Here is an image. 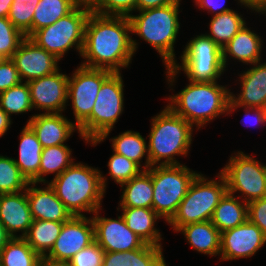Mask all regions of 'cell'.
I'll list each match as a JSON object with an SVG mask.
<instances>
[{"label":"cell","instance_id":"obj_1","mask_svg":"<svg viewBox=\"0 0 266 266\" xmlns=\"http://www.w3.org/2000/svg\"><path fill=\"white\" fill-rule=\"evenodd\" d=\"M127 16L100 15L91 11L85 25L80 64L89 68L120 72L132 63L138 49Z\"/></svg>","mask_w":266,"mask_h":266},{"label":"cell","instance_id":"obj_2","mask_svg":"<svg viewBox=\"0 0 266 266\" xmlns=\"http://www.w3.org/2000/svg\"><path fill=\"white\" fill-rule=\"evenodd\" d=\"M106 181L98 168L74 162L48 184L72 216H84L85 212L94 214L101 209Z\"/></svg>","mask_w":266,"mask_h":266},{"label":"cell","instance_id":"obj_3","mask_svg":"<svg viewBox=\"0 0 266 266\" xmlns=\"http://www.w3.org/2000/svg\"><path fill=\"white\" fill-rule=\"evenodd\" d=\"M231 90L217 82L189 83L175 95H169L167 106L198 131L205 124L227 115Z\"/></svg>","mask_w":266,"mask_h":266},{"label":"cell","instance_id":"obj_4","mask_svg":"<svg viewBox=\"0 0 266 266\" xmlns=\"http://www.w3.org/2000/svg\"><path fill=\"white\" fill-rule=\"evenodd\" d=\"M151 120L147 143L150 167L181 165L175 156L188 155L193 141V126L167 105Z\"/></svg>","mask_w":266,"mask_h":266},{"label":"cell","instance_id":"obj_5","mask_svg":"<svg viewBox=\"0 0 266 266\" xmlns=\"http://www.w3.org/2000/svg\"><path fill=\"white\" fill-rule=\"evenodd\" d=\"M181 0L163 7L137 10L139 14L129 16L131 34L157 50L165 67L177 62L174 45L179 34V7Z\"/></svg>","mask_w":266,"mask_h":266},{"label":"cell","instance_id":"obj_6","mask_svg":"<svg viewBox=\"0 0 266 266\" xmlns=\"http://www.w3.org/2000/svg\"><path fill=\"white\" fill-rule=\"evenodd\" d=\"M121 72H113L101 85L91 115L78 127L81 139L91 146L108 138L124 111V82Z\"/></svg>","mask_w":266,"mask_h":266},{"label":"cell","instance_id":"obj_7","mask_svg":"<svg viewBox=\"0 0 266 266\" xmlns=\"http://www.w3.org/2000/svg\"><path fill=\"white\" fill-rule=\"evenodd\" d=\"M180 57V64L165 67L169 86L175 85L180 71L194 82H217L226 71L222 49L204 33L190 39Z\"/></svg>","mask_w":266,"mask_h":266},{"label":"cell","instance_id":"obj_8","mask_svg":"<svg viewBox=\"0 0 266 266\" xmlns=\"http://www.w3.org/2000/svg\"><path fill=\"white\" fill-rule=\"evenodd\" d=\"M208 179L199 172L192 181L176 214L168 222L175 232L187 224L211 220L216 206L227 192V184L220 172L217 174L218 180Z\"/></svg>","mask_w":266,"mask_h":266},{"label":"cell","instance_id":"obj_9","mask_svg":"<svg viewBox=\"0 0 266 266\" xmlns=\"http://www.w3.org/2000/svg\"><path fill=\"white\" fill-rule=\"evenodd\" d=\"M147 171L152 176V209L168 223L199 173L184 164L152 166Z\"/></svg>","mask_w":266,"mask_h":266},{"label":"cell","instance_id":"obj_10","mask_svg":"<svg viewBox=\"0 0 266 266\" xmlns=\"http://www.w3.org/2000/svg\"><path fill=\"white\" fill-rule=\"evenodd\" d=\"M91 11V7L77 5L69 14L35 31L29 38L59 60L73 47L81 56L85 25Z\"/></svg>","mask_w":266,"mask_h":266},{"label":"cell","instance_id":"obj_11","mask_svg":"<svg viewBox=\"0 0 266 266\" xmlns=\"http://www.w3.org/2000/svg\"><path fill=\"white\" fill-rule=\"evenodd\" d=\"M229 162L220 170L227 184V192L242 197L244 202L266 197V164L242 151L229 156Z\"/></svg>","mask_w":266,"mask_h":266},{"label":"cell","instance_id":"obj_12","mask_svg":"<svg viewBox=\"0 0 266 266\" xmlns=\"http://www.w3.org/2000/svg\"><path fill=\"white\" fill-rule=\"evenodd\" d=\"M105 69L79 65L68 79L67 100L72 102L75 125L79 127L90 115L102 83L112 74Z\"/></svg>","mask_w":266,"mask_h":266},{"label":"cell","instance_id":"obj_13","mask_svg":"<svg viewBox=\"0 0 266 266\" xmlns=\"http://www.w3.org/2000/svg\"><path fill=\"white\" fill-rule=\"evenodd\" d=\"M94 240V223L91 216H72L63 223L60 235L45 257L69 262L75 254Z\"/></svg>","mask_w":266,"mask_h":266},{"label":"cell","instance_id":"obj_14","mask_svg":"<svg viewBox=\"0 0 266 266\" xmlns=\"http://www.w3.org/2000/svg\"><path fill=\"white\" fill-rule=\"evenodd\" d=\"M98 209L93 215L95 241L104 252H125L142 248L146 243L131 231L123 217L118 219L99 216Z\"/></svg>","mask_w":266,"mask_h":266},{"label":"cell","instance_id":"obj_15","mask_svg":"<svg viewBox=\"0 0 266 266\" xmlns=\"http://www.w3.org/2000/svg\"><path fill=\"white\" fill-rule=\"evenodd\" d=\"M68 79L59 68L50 75L28 81L32 108L43 113L64 112L68 103Z\"/></svg>","mask_w":266,"mask_h":266},{"label":"cell","instance_id":"obj_16","mask_svg":"<svg viewBox=\"0 0 266 266\" xmlns=\"http://www.w3.org/2000/svg\"><path fill=\"white\" fill-rule=\"evenodd\" d=\"M266 243L261 229L248 219L241 225L221 233L220 261L250 258Z\"/></svg>","mask_w":266,"mask_h":266},{"label":"cell","instance_id":"obj_17","mask_svg":"<svg viewBox=\"0 0 266 266\" xmlns=\"http://www.w3.org/2000/svg\"><path fill=\"white\" fill-rule=\"evenodd\" d=\"M11 60L19 72L22 82H28L54 73L59 69L60 61L29 37L22 40Z\"/></svg>","mask_w":266,"mask_h":266},{"label":"cell","instance_id":"obj_18","mask_svg":"<svg viewBox=\"0 0 266 266\" xmlns=\"http://www.w3.org/2000/svg\"><path fill=\"white\" fill-rule=\"evenodd\" d=\"M249 68L239 74L241 90L237 96L231 92L227 115L240 107L266 109V62L258 61Z\"/></svg>","mask_w":266,"mask_h":266},{"label":"cell","instance_id":"obj_19","mask_svg":"<svg viewBox=\"0 0 266 266\" xmlns=\"http://www.w3.org/2000/svg\"><path fill=\"white\" fill-rule=\"evenodd\" d=\"M42 148L65 144L73 132L79 128L62 113H37L27 120Z\"/></svg>","mask_w":266,"mask_h":266},{"label":"cell","instance_id":"obj_20","mask_svg":"<svg viewBox=\"0 0 266 266\" xmlns=\"http://www.w3.org/2000/svg\"><path fill=\"white\" fill-rule=\"evenodd\" d=\"M0 221L12 238H23L27 234L33 219L26 190L0 194Z\"/></svg>","mask_w":266,"mask_h":266},{"label":"cell","instance_id":"obj_21","mask_svg":"<svg viewBox=\"0 0 266 266\" xmlns=\"http://www.w3.org/2000/svg\"><path fill=\"white\" fill-rule=\"evenodd\" d=\"M45 185L42 188L37 183L30 182L26 188L32 219L56 222L68 221L72 214L58 199L50 185L48 183Z\"/></svg>","mask_w":266,"mask_h":266},{"label":"cell","instance_id":"obj_22","mask_svg":"<svg viewBox=\"0 0 266 266\" xmlns=\"http://www.w3.org/2000/svg\"><path fill=\"white\" fill-rule=\"evenodd\" d=\"M244 24L238 33L222 48L223 63L227 68L228 60L235 59L244 65H252L261 61L263 39L258 33ZM229 56V57H228Z\"/></svg>","mask_w":266,"mask_h":266},{"label":"cell","instance_id":"obj_23","mask_svg":"<svg viewBox=\"0 0 266 266\" xmlns=\"http://www.w3.org/2000/svg\"><path fill=\"white\" fill-rule=\"evenodd\" d=\"M122 210L123 217L128 228L140 237L146 244L162 247L161 232L155 228V223L161 217L152 208L143 207H118Z\"/></svg>","mask_w":266,"mask_h":266},{"label":"cell","instance_id":"obj_24","mask_svg":"<svg viewBox=\"0 0 266 266\" xmlns=\"http://www.w3.org/2000/svg\"><path fill=\"white\" fill-rule=\"evenodd\" d=\"M18 159L14 158L15 164L29 182L39 184V167L42 146L33 130L26 124L19 139Z\"/></svg>","mask_w":266,"mask_h":266},{"label":"cell","instance_id":"obj_25","mask_svg":"<svg viewBox=\"0 0 266 266\" xmlns=\"http://www.w3.org/2000/svg\"><path fill=\"white\" fill-rule=\"evenodd\" d=\"M181 232L187 243L199 253L209 256L220 255V231L211 221H202L182 226Z\"/></svg>","mask_w":266,"mask_h":266},{"label":"cell","instance_id":"obj_26","mask_svg":"<svg viewBox=\"0 0 266 266\" xmlns=\"http://www.w3.org/2000/svg\"><path fill=\"white\" fill-rule=\"evenodd\" d=\"M103 266H167L163 248L145 244L125 252H105Z\"/></svg>","mask_w":266,"mask_h":266},{"label":"cell","instance_id":"obj_27","mask_svg":"<svg viewBox=\"0 0 266 266\" xmlns=\"http://www.w3.org/2000/svg\"><path fill=\"white\" fill-rule=\"evenodd\" d=\"M247 219V202L226 192L216 206L210 221L222 233L243 224Z\"/></svg>","mask_w":266,"mask_h":266},{"label":"cell","instance_id":"obj_28","mask_svg":"<svg viewBox=\"0 0 266 266\" xmlns=\"http://www.w3.org/2000/svg\"><path fill=\"white\" fill-rule=\"evenodd\" d=\"M122 190L118 207L152 208L153 185L152 176L142 170L137 176L120 185Z\"/></svg>","mask_w":266,"mask_h":266},{"label":"cell","instance_id":"obj_29","mask_svg":"<svg viewBox=\"0 0 266 266\" xmlns=\"http://www.w3.org/2000/svg\"><path fill=\"white\" fill-rule=\"evenodd\" d=\"M139 132L125 131L114 138H110L112 142V150L115 153L125 156L135 162L142 170H147L150 167V158L148 155V145ZM145 157V163L142 165V159Z\"/></svg>","mask_w":266,"mask_h":266},{"label":"cell","instance_id":"obj_30","mask_svg":"<svg viewBox=\"0 0 266 266\" xmlns=\"http://www.w3.org/2000/svg\"><path fill=\"white\" fill-rule=\"evenodd\" d=\"M64 222L33 220L23 237L40 256H45L60 235Z\"/></svg>","mask_w":266,"mask_h":266},{"label":"cell","instance_id":"obj_31","mask_svg":"<svg viewBox=\"0 0 266 266\" xmlns=\"http://www.w3.org/2000/svg\"><path fill=\"white\" fill-rule=\"evenodd\" d=\"M72 158V149L68 145L50 146L42 149L40 167H39V183L46 184V175L55 174L54 178L60 175L64 170L74 163Z\"/></svg>","mask_w":266,"mask_h":266},{"label":"cell","instance_id":"obj_32","mask_svg":"<svg viewBox=\"0 0 266 266\" xmlns=\"http://www.w3.org/2000/svg\"><path fill=\"white\" fill-rule=\"evenodd\" d=\"M242 17L235 10L212 16L209 23L210 32L205 33V35L211 38L222 49L246 23V20Z\"/></svg>","mask_w":266,"mask_h":266},{"label":"cell","instance_id":"obj_33","mask_svg":"<svg viewBox=\"0 0 266 266\" xmlns=\"http://www.w3.org/2000/svg\"><path fill=\"white\" fill-rule=\"evenodd\" d=\"M78 4L75 0H40L32 20V34L69 14Z\"/></svg>","mask_w":266,"mask_h":266},{"label":"cell","instance_id":"obj_34","mask_svg":"<svg viewBox=\"0 0 266 266\" xmlns=\"http://www.w3.org/2000/svg\"><path fill=\"white\" fill-rule=\"evenodd\" d=\"M40 255L24 238H11L0 252V266H37Z\"/></svg>","mask_w":266,"mask_h":266},{"label":"cell","instance_id":"obj_35","mask_svg":"<svg viewBox=\"0 0 266 266\" xmlns=\"http://www.w3.org/2000/svg\"><path fill=\"white\" fill-rule=\"evenodd\" d=\"M0 108L11 118L12 114H22L33 110L30 89L27 82H21L0 93Z\"/></svg>","mask_w":266,"mask_h":266},{"label":"cell","instance_id":"obj_36","mask_svg":"<svg viewBox=\"0 0 266 266\" xmlns=\"http://www.w3.org/2000/svg\"><path fill=\"white\" fill-rule=\"evenodd\" d=\"M29 183L14 158L0 155V194L21 192Z\"/></svg>","mask_w":266,"mask_h":266},{"label":"cell","instance_id":"obj_37","mask_svg":"<svg viewBox=\"0 0 266 266\" xmlns=\"http://www.w3.org/2000/svg\"><path fill=\"white\" fill-rule=\"evenodd\" d=\"M40 0H14L11 4L8 19L25 37L32 35V20L35 8Z\"/></svg>","mask_w":266,"mask_h":266},{"label":"cell","instance_id":"obj_38","mask_svg":"<svg viewBox=\"0 0 266 266\" xmlns=\"http://www.w3.org/2000/svg\"><path fill=\"white\" fill-rule=\"evenodd\" d=\"M24 38L7 17H0V59H11Z\"/></svg>","mask_w":266,"mask_h":266},{"label":"cell","instance_id":"obj_39","mask_svg":"<svg viewBox=\"0 0 266 266\" xmlns=\"http://www.w3.org/2000/svg\"><path fill=\"white\" fill-rule=\"evenodd\" d=\"M107 166L110 178L119 185L131 180L142 171L135 162L114 151L109 158Z\"/></svg>","mask_w":266,"mask_h":266},{"label":"cell","instance_id":"obj_40","mask_svg":"<svg viewBox=\"0 0 266 266\" xmlns=\"http://www.w3.org/2000/svg\"><path fill=\"white\" fill-rule=\"evenodd\" d=\"M92 10L100 15L129 17L137 10V0H100Z\"/></svg>","mask_w":266,"mask_h":266},{"label":"cell","instance_id":"obj_41","mask_svg":"<svg viewBox=\"0 0 266 266\" xmlns=\"http://www.w3.org/2000/svg\"><path fill=\"white\" fill-rule=\"evenodd\" d=\"M104 250L94 240L75 254L69 261L71 266H103Z\"/></svg>","mask_w":266,"mask_h":266},{"label":"cell","instance_id":"obj_42","mask_svg":"<svg viewBox=\"0 0 266 266\" xmlns=\"http://www.w3.org/2000/svg\"><path fill=\"white\" fill-rule=\"evenodd\" d=\"M21 82L14 62L11 59H0V93Z\"/></svg>","mask_w":266,"mask_h":266},{"label":"cell","instance_id":"obj_43","mask_svg":"<svg viewBox=\"0 0 266 266\" xmlns=\"http://www.w3.org/2000/svg\"><path fill=\"white\" fill-rule=\"evenodd\" d=\"M248 220L257 225L266 236V197L247 203Z\"/></svg>","mask_w":266,"mask_h":266},{"label":"cell","instance_id":"obj_44","mask_svg":"<svg viewBox=\"0 0 266 266\" xmlns=\"http://www.w3.org/2000/svg\"><path fill=\"white\" fill-rule=\"evenodd\" d=\"M243 108L245 111V117L242 119L241 123L244 122L246 127H247V125L253 126V123L254 124L256 123L258 126L260 124L261 127L263 124L264 125L266 124V109L256 108V107H243ZM251 113H252V115H250Z\"/></svg>","mask_w":266,"mask_h":266},{"label":"cell","instance_id":"obj_45","mask_svg":"<svg viewBox=\"0 0 266 266\" xmlns=\"http://www.w3.org/2000/svg\"><path fill=\"white\" fill-rule=\"evenodd\" d=\"M195 5L199 7L200 10H207L210 14L219 15L223 12L233 10L228 6H225L226 0H194Z\"/></svg>","mask_w":266,"mask_h":266},{"label":"cell","instance_id":"obj_46","mask_svg":"<svg viewBox=\"0 0 266 266\" xmlns=\"http://www.w3.org/2000/svg\"><path fill=\"white\" fill-rule=\"evenodd\" d=\"M176 1L177 0H137V10L163 7Z\"/></svg>","mask_w":266,"mask_h":266},{"label":"cell","instance_id":"obj_47","mask_svg":"<svg viewBox=\"0 0 266 266\" xmlns=\"http://www.w3.org/2000/svg\"><path fill=\"white\" fill-rule=\"evenodd\" d=\"M12 119L0 108V137L2 138L11 126Z\"/></svg>","mask_w":266,"mask_h":266},{"label":"cell","instance_id":"obj_48","mask_svg":"<svg viewBox=\"0 0 266 266\" xmlns=\"http://www.w3.org/2000/svg\"><path fill=\"white\" fill-rule=\"evenodd\" d=\"M37 266H71L68 261H58L41 256Z\"/></svg>","mask_w":266,"mask_h":266},{"label":"cell","instance_id":"obj_49","mask_svg":"<svg viewBox=\"0 0 266 266\" xmlns=\"http://www.w3.org/2000/svg\"><path fill=\"white\" fill-rule=\"evenodd\" d=\"M12 237L6 232L2 222L0 221V252Z\"/></svg>","mask_w":266,"mask_h":266},{"label":"cell","instance_id":"obj_50","mask_svg":"<svg viewBox=\"0 0 266 266\" xmlns=\"http://www.w3.org/2000/svg\"><path fill=\"white\" fill-rule=\"evenodd\" d=\"M13 1L14 0H0V17H8Z\"/></svg>","mask_w":266,"mask_h":266},{"label":"cell","instance_id":"obj_51","mask_svg":"<svg viewBox=\"0 0 266 266\" xmlns=\"http://www.w3.org/2000/svg\"><path fill=\"white\" fill-rule=\"evenodd\" d=\"M257 12H266V0H246Z\"/></svg>","mask_w":266,"mask_h":266},{"label":"cell","instance_id":"obj_52","mask_svg":"<svg viewBox=\"0 0 266 266\" xmlns=\"http://www.w3.org/2000/svg\"><path fill=\"white\" fill-rule=\"evenodd\" d=\"M78 5H85L93 8L100 0H75Z\"/></svg>","mask_w":266,"mask_h":266},{"label":"cell","instance_id":"obj_53","mask_svg":"<svg viewBox=\"0 0 266 266\" xmlns=\"http://www.w3.org/2000/svg\"><path fill=\"white\" fill-rule=\"evenodd\" d=\"M238 2L241 4L240 6H244L253 12L255 11L254 13L257 12L246 0H238Z\"/></svg>","mask_w":266,"mask_h":266},{"label":"cell","instance_id":"obj_54","mask_svg":"<svg viewBox=\"0 0 266 266\" xmlns=\"http://www.w3.org/2000/svg\"><path fill=\"white\" fill-rule=\"evenodd\" d=\"M257 13H259V14H265V16H266V12H257Z\"/></svg>","mask_w":266,"mask_h":266}]
</instances>
